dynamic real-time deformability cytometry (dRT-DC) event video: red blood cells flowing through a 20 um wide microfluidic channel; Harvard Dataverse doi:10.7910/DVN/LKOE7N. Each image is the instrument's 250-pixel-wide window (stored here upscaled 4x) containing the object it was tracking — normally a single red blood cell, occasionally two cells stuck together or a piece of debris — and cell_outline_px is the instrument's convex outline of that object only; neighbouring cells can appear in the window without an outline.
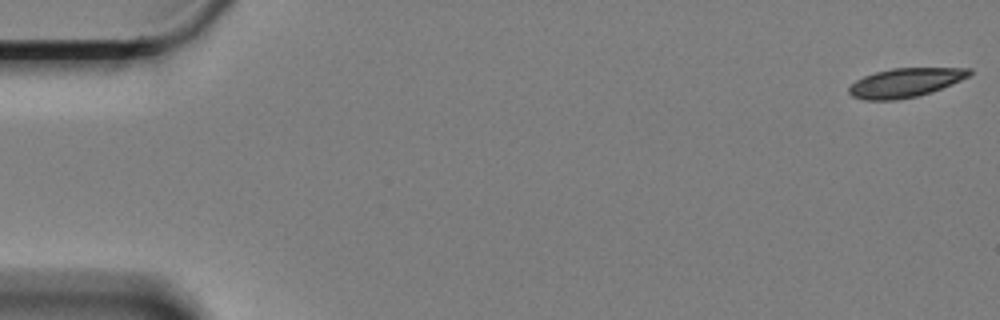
{"species": "Egyptian fruit bat (a non-hibernating species)", "species_latin": "Rousettus aegyptiacus", "temperature_condition": "cold", "stored_images_in_passage": 14, "camera_frame_rate_fps": 3000, "um_per_image_px": 0.085, "animal": {"sex": "female"}, "frame": {"image": 1, "passage_image": 1, "time_ms": 0.0, "image_size_px": [1000, 320], "cell_outline_px": [[972, 72], [968, 76], [952, 84], [932, 92], [916, 96], [896, 100], [864, 100], [852, 96], [848, 92], [848, 88], [856, 80], [864, 76], [876, 72], [892, 68], [972, 68]], "centroid_in_image_um": [76.94, 7.03], "position_along_channel_um": 8.1, "area_um2": 20.29}}